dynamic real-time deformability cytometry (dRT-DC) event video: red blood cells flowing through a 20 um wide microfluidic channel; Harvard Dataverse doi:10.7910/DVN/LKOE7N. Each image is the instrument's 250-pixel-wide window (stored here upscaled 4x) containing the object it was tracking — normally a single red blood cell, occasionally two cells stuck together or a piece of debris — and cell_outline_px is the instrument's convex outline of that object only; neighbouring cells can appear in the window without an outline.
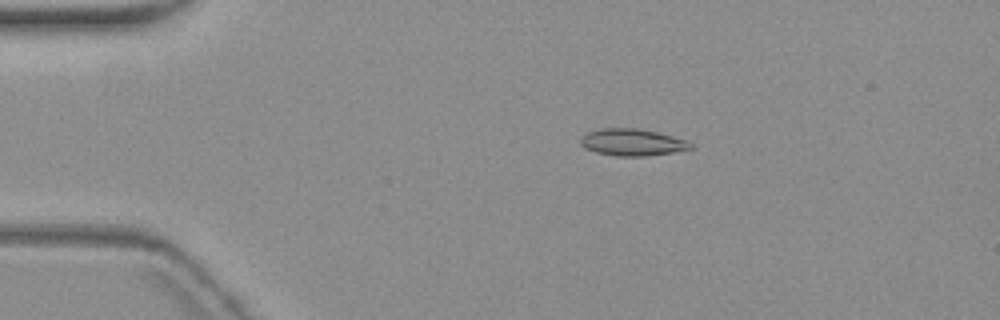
{"species": "common noctule bat (a hibernating species)", "species_latin": "Nyctalus noctula", "temperature_condition": "warm", "stored_images_in_passage": 5, "camera_frame_rate_fps": 3000, "um_per_image_px": 0.085, "animal": {"sex": "female", "body_mass_g": 19.3, "forearm_length_mm": 54.1}, "frame": {"image": 1, "passage_image": 3, "time_ms": 2.333, "image_size_px": [1000, 320], "cell_outline_px": [[692, 148], [672, 152], [648, 156], [616, 156], [596, 152], [584, 148], [580, 144], [580, 136], [588, 132], [604, 128], [636, 128], [656, 132], [672, 136], [684, 140], [692, 144]], "centroid_in_image_um": [53.68, 12.1], "position_along_channel_um": 31.3, "area_um2": 17.11}}
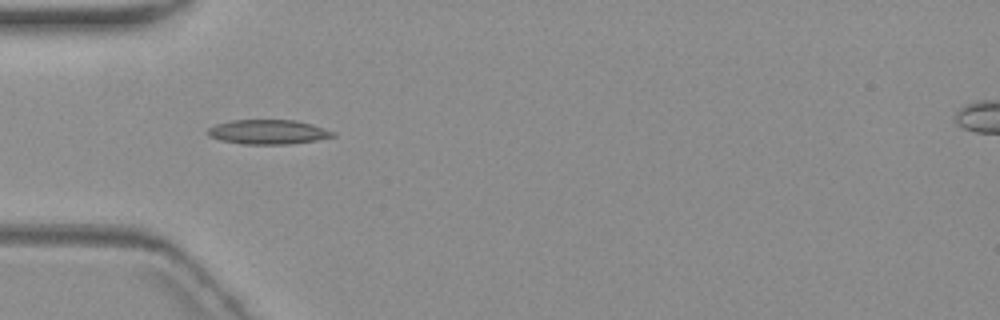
{"frame": {"image": 2, "passage_image": 5, "time_ms": 4.667, "image_size_px": [1000, 320], "cell_outline_px": [[336, 136], [316, 140], [292, 144], [240, 144], [220, 140], [208, 136], [204, 132], [208, 128], [216, 124], [232, 120], [296, 120], [312, 124], [336, 132]], "centroid_in_image_um": [22.77, 11.22], "position_along_channel_um": 62.2, "area_um2": 18.09}}